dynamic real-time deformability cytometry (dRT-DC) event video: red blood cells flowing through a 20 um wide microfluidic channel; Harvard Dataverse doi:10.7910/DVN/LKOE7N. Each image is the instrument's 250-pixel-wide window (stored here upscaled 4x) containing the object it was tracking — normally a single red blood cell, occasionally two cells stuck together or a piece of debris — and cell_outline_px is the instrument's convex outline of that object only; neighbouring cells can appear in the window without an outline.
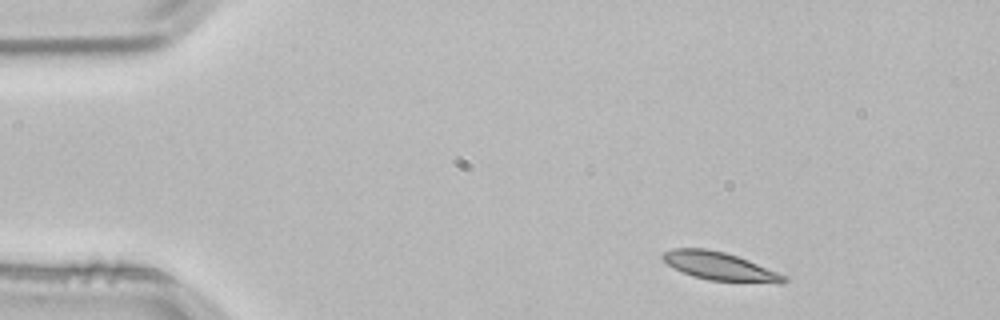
{"species": "common noctule bat (a hibernating species)", "species_latin": "Nyctalus noctula", "temperature_condition": "room temperature", "stored_images_in_passage": 3, "camera_frame_rate_fps": 3000, "um_per_image_px": 0.085, "animal": {"sex": "male", "body_mass_g": 21.5, "forearm_length_mm": 52.0}, "frame": {"image": 1, "passage_image": 1, "time_ms": 0.0, "image_size_px": [1000, 320], "cell_outline_px": [[788, 280], [780, 284], [708, 280], [692, 276], [668, 264], [660, 256], [664, 252], [672, 248], [708, 248], [724, 252], [748, 260], [788, 276]], "centroid_in_image_um": [61.22, 22.64], "position_along_channel_um": 23.8, "area_um2": 19.94}}
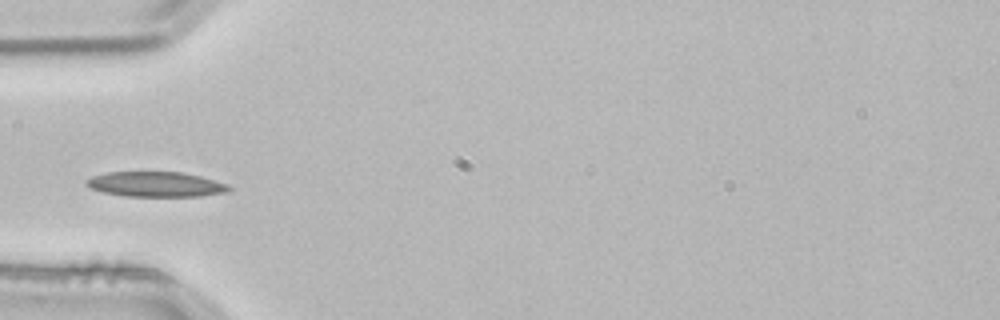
{"frame": {"image": 2, "passage_image": 3, "time_ms": 0.667, "image_size_px": [1000, 320], "cell_outline_px": [[232, 188], [228, 192], [200, 196], [124, 196], [104, 192], [88, 188], [84, 184], [84, 180], [92, 176], [108, 172], [180, 172], [200, 176], [228, 184]], "centroid_in_image_um": [13.21, 15.66], "position_along_channel_um": 71.8, "area_um2": 20.92}}